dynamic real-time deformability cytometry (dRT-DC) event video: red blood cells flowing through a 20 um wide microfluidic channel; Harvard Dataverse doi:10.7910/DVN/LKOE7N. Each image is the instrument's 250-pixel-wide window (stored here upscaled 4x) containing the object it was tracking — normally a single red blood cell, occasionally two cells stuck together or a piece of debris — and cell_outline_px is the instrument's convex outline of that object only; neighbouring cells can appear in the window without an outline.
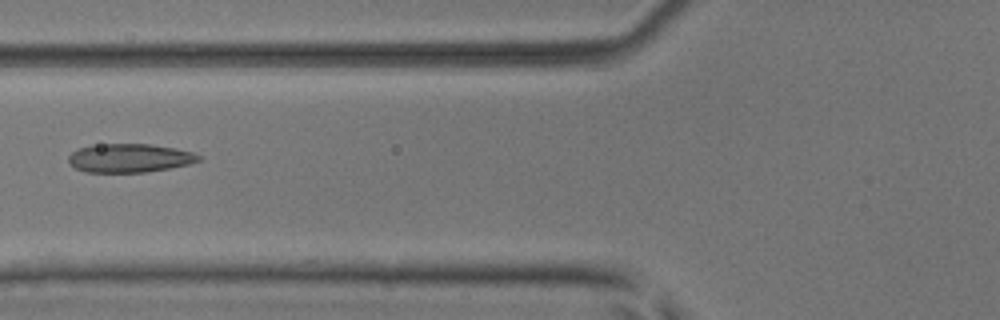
{"species": "common noctule bat (a hibernating species)", "species_latin": "Nyctalus noctula", "temperature_condition": "room temperature", "stored_images_in_passage": 5, "camera_frame_rate_fps": 3000, "um_per_image_px": 0.085, "animal": {"sex": "male", "body_mass_g": 17.9, "forearm_length_mm": 54.2}, "frame": {"image": 1, "passage_image": 5, "time_ms": 1.333, "image_size_px": [1000, 320], "cell_outline_px": [[200, 160], [188, 164], [148, 172], [84, 172], [76, 168], [68, 160], [68, 156], [76, 148], [92, 144], [148, 144], [176, 148], [192, 152], [200, 156]], "centroid_in_image_um": [10.97, 13.42], "position_along_channel_um": 114.8, "area_um2": 21.73}}